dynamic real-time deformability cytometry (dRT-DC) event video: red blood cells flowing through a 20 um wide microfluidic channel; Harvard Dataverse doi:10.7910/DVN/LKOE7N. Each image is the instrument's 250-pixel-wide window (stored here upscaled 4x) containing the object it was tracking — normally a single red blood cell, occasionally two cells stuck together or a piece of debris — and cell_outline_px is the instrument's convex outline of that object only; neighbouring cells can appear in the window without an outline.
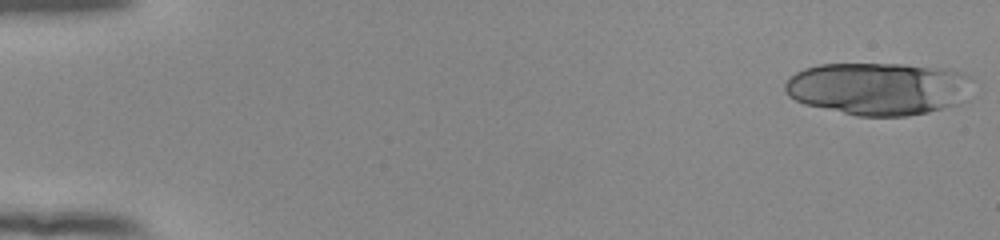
{"species": "human", "species_latin": "Homo sapiens", "temperature_condition": "room temperature", "stored_images_in_passage": 19, "camera_frame_rate_fps": 3000, "um_per_image_px": 0.085, "donor": {"sex": "female"}, "frame": {"image": 1, "passage_image": 1, "time_ms": 0.0, "image_size_px": [1000, 240], "cell_outline_px": [[972, 80], [968, 100], [956, 104], [928, 112], [908, 116], [856, 116], [804, 104], [788, 96], [784, 92], [784, 84], [788, 76], [804, 68], [820, 64], [904, 64], [948, 68], [964, 72], [972, 76]], "centroid_in_image_um": [74.69, 7.52], "position_along_channel_um": 10.3, "area_um2": 58.49}}